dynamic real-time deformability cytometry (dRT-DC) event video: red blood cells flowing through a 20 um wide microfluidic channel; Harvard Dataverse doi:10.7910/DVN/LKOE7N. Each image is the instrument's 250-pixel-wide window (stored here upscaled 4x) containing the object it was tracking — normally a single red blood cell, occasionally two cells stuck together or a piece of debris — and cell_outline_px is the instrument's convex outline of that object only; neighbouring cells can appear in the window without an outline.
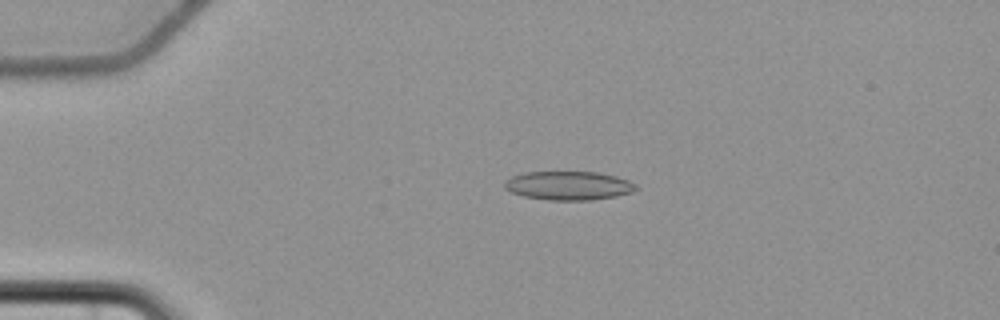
{"species": "common noctule bat (a hibernating species)", "species_latin": "Nyctalus noctula", "temperature_condition": "cold", "stored_images_in_passage": 4, "camera_frame_rate_fps": 3000, "um_per_image_px": 0.085, "animal": {"sex": "female", "body_mass_g": 22.7, "forearm_length_mm": 54.2}, "frame": {"image": 1, "passage_image": 2, "time_ms": 1.333, "image_size_px": [1000, 320], "cell_outline_px": [[640, 188], [632, 192], [616, 196], [592, 200], [548, 200], [524, 196], [512, 192], [504, 188], [504, 180], [512, 176], [524, 172], [600, 172], [616, 176], [628, 180], [636, 184]], "centroid_in_image_um": [48.35, 15.77], "position_along_channel_um": 36.7, "area_um2": 22.2}}
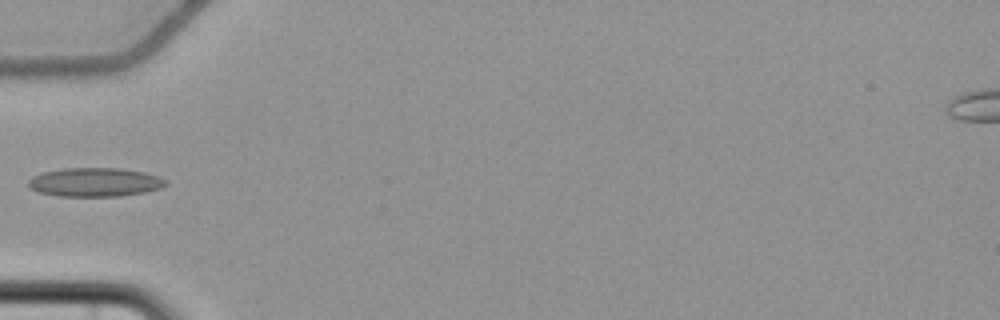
{"frame": {"image": 2, "passage_image": 4, "time_ms": 3.667, "image_size_px": [1000, 320], "cell_outline_px": [[168, 184], [160, 188], [144, 192], [120, 196], [56, 196], [40, 192], [28, 188], [28, 180], [32, 176], [44, 172], [64, 168], [120, 168], [144, 172], [168, 180]], "centroid_in_image_um": [8.05, 15.48], "position_along_channel_um": 76.9, "area_um2": 23.12}}